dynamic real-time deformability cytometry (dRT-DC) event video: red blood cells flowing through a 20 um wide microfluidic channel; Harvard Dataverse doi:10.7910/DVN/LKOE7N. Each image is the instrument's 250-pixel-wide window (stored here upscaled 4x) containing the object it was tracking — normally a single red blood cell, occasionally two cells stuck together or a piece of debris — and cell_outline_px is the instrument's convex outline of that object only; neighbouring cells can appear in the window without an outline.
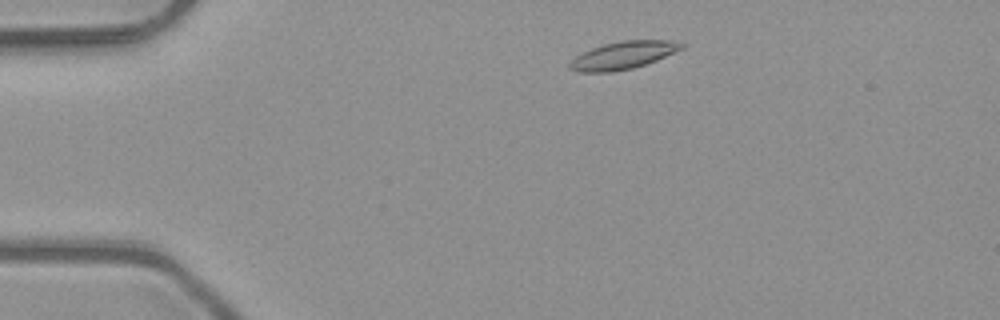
{"species": "common noctule bat (a hibernating species)", "species_latin": "Nyctalus noctula", "temperature_condition": "room temperature", "stored_images_in_passage": 45, "camera_frame_rate_fps": 3000, "um_per_image_px": 0.085, "animal": {"sex": "male", "body_mass_g": 23.1, "forearm_length_mm": 52.7}, "frame": {"image": 1, "passage_image": 4, "time_ms": 1.0, "image_size_px": [1000, 320], "cell_outline_px": [[688, 44], [684, 48], [656, 60], [632, 68], [612, 72], [580, 72], [568, 68], [568, 64], [576, 56], [592, 48], [604, 44], [620, 40], [672, 40]], "centroid_in_image_um": [52.99, 4.69], "position_along_channel_um": 32.0, "area_um2": 17.98}}
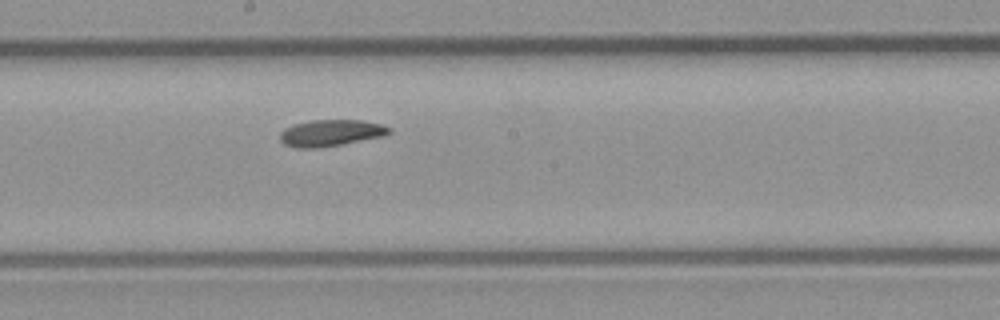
{"frame": {"image": 2, "passage_image": 22, "time_ms": 7.0, "image_size_px": [1000, 320], "cell_outline_px": [[392, 132], [384, 136], [320, 148], [296, 148], [284, 144], [280, 140], [280, 132], [284, 128], [292, 124], [312, 120], [360, 120], [380, 124], [392, 128]], "centroid_in_image_um": [28.1, 11.3], "position_along_channel_um": 220.1, "area_um2": 16.99}}
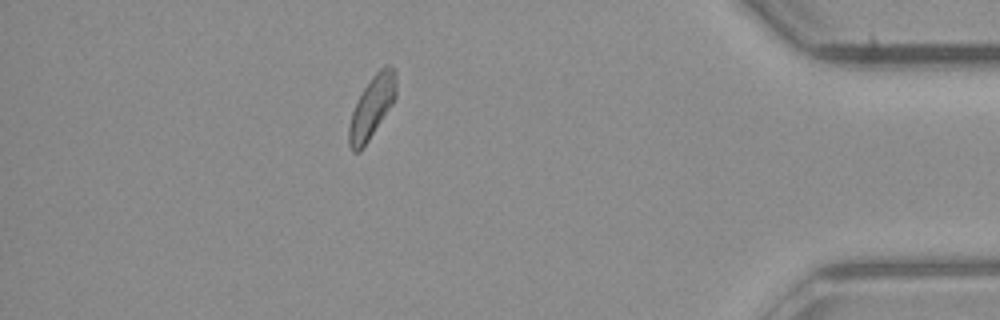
{"frame": {"image": 3, "passage_image": 39, "time_ms": 12.667, "image_size_px": [1000, 320], "cell_outline_px": [[396, 96], [392, 104], [360, 152], [352, 152], [348, 144], [348, 128], [352, 112], [364, 88], [372, 76], [384, 64], [392, 64], [396, 72]], "centroid_in_image_um": [31.62, 9.08], "position_along_channel_um": 403.6, "area_um2": 16.94}}